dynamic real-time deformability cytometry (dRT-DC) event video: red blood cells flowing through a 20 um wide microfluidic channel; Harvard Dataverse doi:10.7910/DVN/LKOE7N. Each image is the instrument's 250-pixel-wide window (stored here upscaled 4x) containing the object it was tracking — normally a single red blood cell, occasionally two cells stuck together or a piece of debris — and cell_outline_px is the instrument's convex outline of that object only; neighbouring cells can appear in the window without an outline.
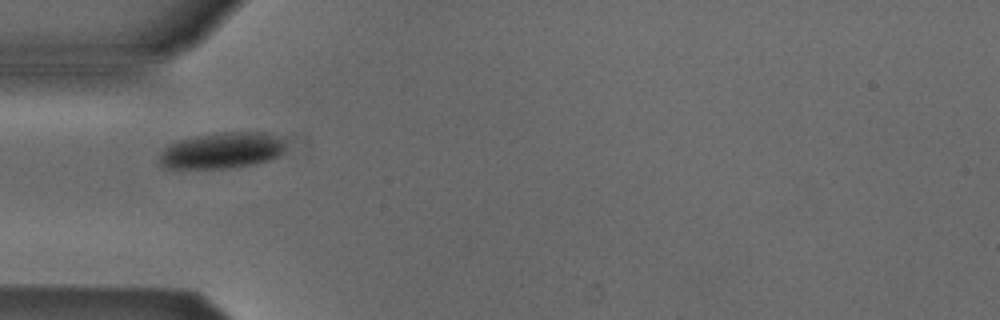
{"species": "Egyptian fruit bat (a non-hibernating species)", "species_latin": "Rousettus aegyptiacus", "temperature_condition": "cold", "stored_images_in_passage": 2, "camera_frame_rate_fps": 3000, "um_per_image_px": 0.085, "animal": {"sex": "male"}, "frame": {"image": 1, "passage_image": 1, "time_ms": 0.0, "image_size_px": [1000, 320], "cell_outline_px": [[284, 148], [276, 156], [268, 160], [248, 164], [224, 168], [164, 168], [160, 164], [160, 152], [168, 144], [180, 140], [196, 136], [216, 132], [268, 132], [280, 136], [284, 140]], "centroid_in_image_um": [18.83, 12.77], "position_along_channel_um": 66.2, "area_um2": 26.36}}
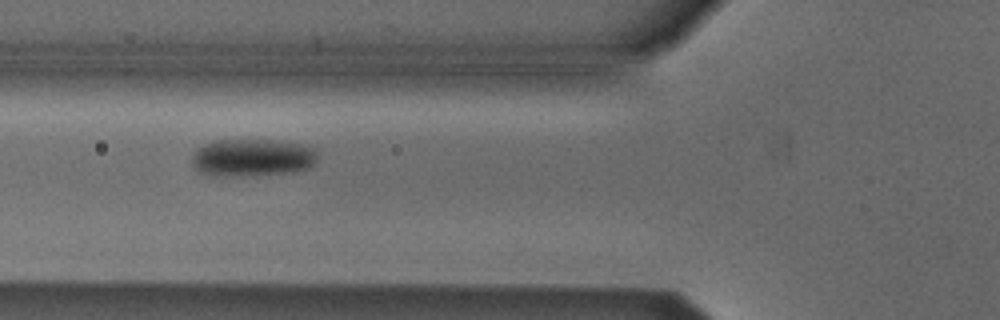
{"frame": {"image": 2, "passage_image": 2, "time_ms": 0.333, "image_size_px": [1000, 320], "cell_outline_px": [[316, 160], [308, 168], [296, 172], [252, 176], [208, 176], [196, 172], [192, 164], [192, 156], [196, 148], [204, 144], [220, 140], [272, 140], [300, 144], [312, 148], [316, 152]], "centroid_in_image_um": [21.38, 13.43], "position_along_channel_um": 104.4, "area_um2": 27.86}}